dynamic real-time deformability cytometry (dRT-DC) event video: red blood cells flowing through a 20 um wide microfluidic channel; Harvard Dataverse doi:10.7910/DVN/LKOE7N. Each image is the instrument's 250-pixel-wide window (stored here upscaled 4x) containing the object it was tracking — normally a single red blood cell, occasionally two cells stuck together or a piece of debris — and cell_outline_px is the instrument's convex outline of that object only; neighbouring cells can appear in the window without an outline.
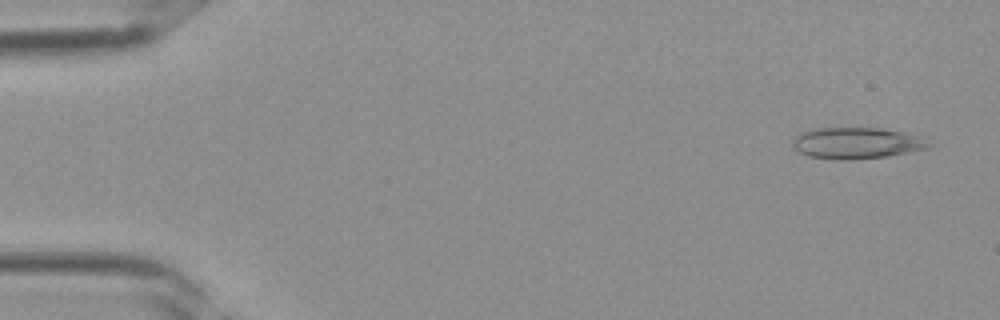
{"species": "Egyptian fruit bat (a non-hibernating species)", "species_latin": "Rousettus aegyptiacus", "temperature_condition": "room temperature", "stored_images_in_passage": 33, "camera_frame_rate_fps": 3000, "um_per_image_px": 0.085, "frame": {"image": 1, "passage_image": 2, "time_ms": 0.333, "image_size_px": [1000, 320], "cell_outline_px": [[936, 144], [932, 148], [888, 156], [856, 160], [832, 160], [808, 156], [796, 152], [792, 148], [792, 140], [800, 132], [808, 128], [880, 128], [904, 132], [924, 136]], "centroid_in_image_um": [72.86, 12.17], "position_along_channel_um": 12.1, "area_um2": 25.89}}
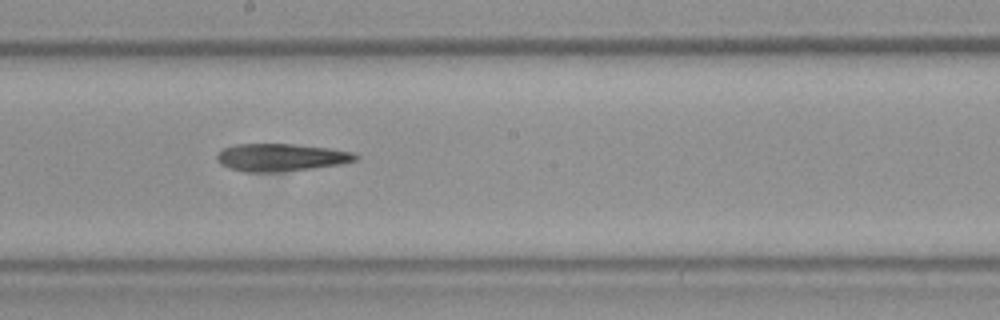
{"frame": {"image": 2, "passage_image": 20, "time_ms": 6.333, "image_size_px": [1000, 320], "cell_outline_px": [[360, 156], [356, 160], [344, 164], [312, 168], [276, 172], [244, 172], [228, 168], [220, 164], [216, 160], [216, 152], [224, 148], [236, 144], [296, 144], [328, 148], [356, 152]], "centroid_in_image_um": [23.88, 13.38], "position_along_channel_um": 224.3, "area_um2": 22.6}}
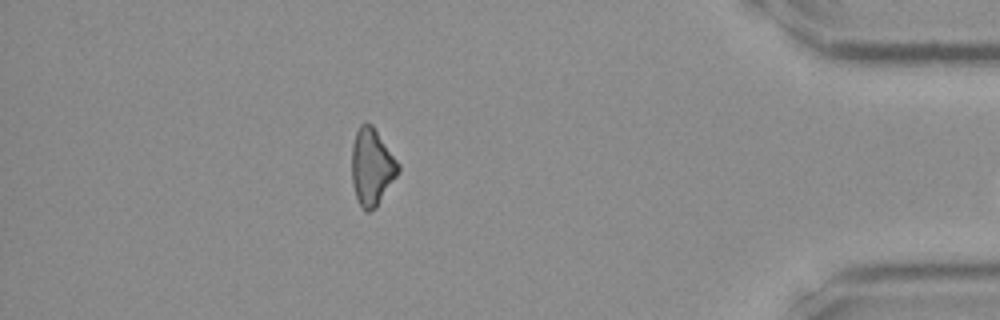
{"frame": {"image": 3, "passage_image": 32, "time_ms": 10.333, "image_size_px": [1000, 320], "cell_outline_px": [[400, 172], [376, 208], [368, 212], [364, 212], [360, 208], [356, 200], [352, 184], [352, 144], [356, 132], [360, 124], [364, 120], [372, 124], [400, 164]], "centroid_in_image_um": [31.6, 14.21], "position_along_channel_um": 403.6, "area_um2": 21.33}}